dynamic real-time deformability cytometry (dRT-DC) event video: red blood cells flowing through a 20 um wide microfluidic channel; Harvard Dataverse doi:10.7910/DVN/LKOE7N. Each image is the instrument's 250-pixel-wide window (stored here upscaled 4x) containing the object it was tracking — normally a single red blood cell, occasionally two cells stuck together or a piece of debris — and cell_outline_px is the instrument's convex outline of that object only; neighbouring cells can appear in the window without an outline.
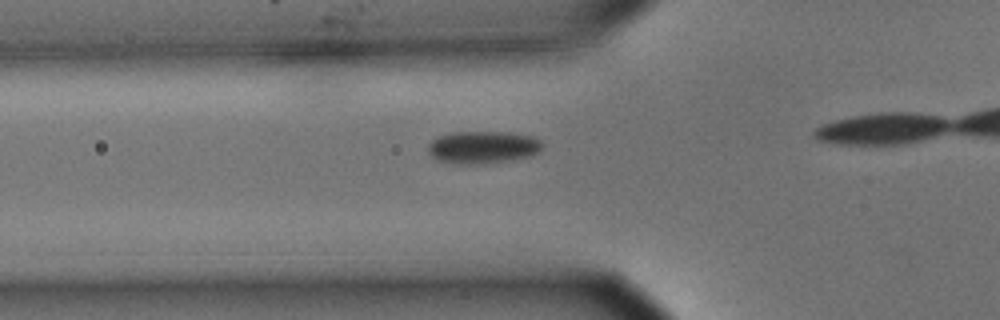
{"species": "common noctule bat (a hibernating species)", "species_latin": "Nyctalus noctula", "temperature_condition": "cold", "stored_images_in_passage": 35, "camera_frame_rate_fps": 3000, "um_per_image_px": 0.085, "animal": {"sex": "male", "body_mass_g": 15.6}, "frame": {"image": 1, "passage_image": 10, "time_ms": 3.0, "image_size_px": [1000, 320], "cell_outline_px": [[540, 152], [532, 156], [508, 160], [480, 164], [456, 164], [436, 160], [428, 152], [428, 144], [436, 136], [452, 132], [508, 132], [532, 136], [540, 140]], "centroid_in_image_um": [41.0, 12.51], "position_along_channel_um": 84.8, "area_um2": 21.73}}
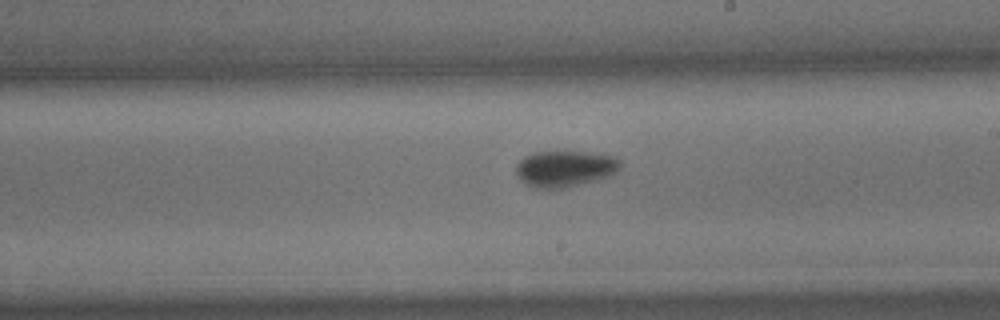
{"frame": {"image": 2, "passage_image": 23, "time_ms": 7.333, "image_size_px": [1000, 320], "cell_outline_px": [[620, 168], [608, 176], [596, 180], [564, 188], [536, 188], [520, 180], [516, 176], [516, 164], [524, 156], [532, 152], [604, 152], [616, 156], [620, 160]], "centroid_in_image_um": [48.03, 14.31], "position_along_channel_um": 241.0, "area_um2": 22.2}}
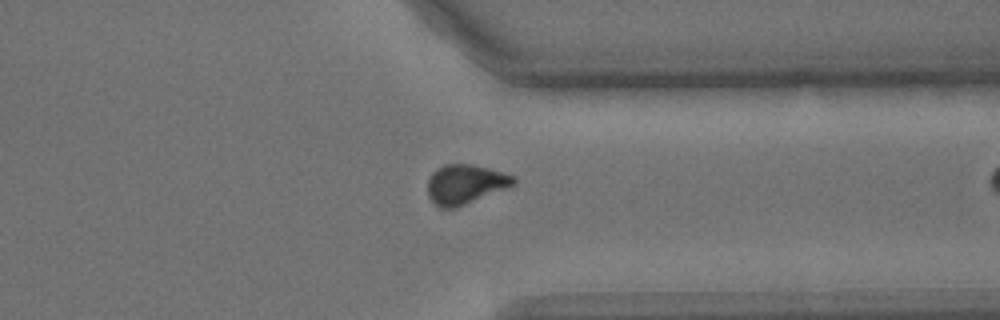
{"frame": {"image": 3, "passage_image": 34, "time_ms": 11.0, "image_size_px": [1000, 320], "cell_outline_px": [[516, 184], [456, 208], [440, 208], [428, 196], [428, 180], [432, 172], [436, 168], [444, 164], [472, 164], [488, 168], [516, 176]], "centroid_in_image_um": [39.55, 15.65], "position_along_channel_um": 371.9, "area_um2": 19.77}}